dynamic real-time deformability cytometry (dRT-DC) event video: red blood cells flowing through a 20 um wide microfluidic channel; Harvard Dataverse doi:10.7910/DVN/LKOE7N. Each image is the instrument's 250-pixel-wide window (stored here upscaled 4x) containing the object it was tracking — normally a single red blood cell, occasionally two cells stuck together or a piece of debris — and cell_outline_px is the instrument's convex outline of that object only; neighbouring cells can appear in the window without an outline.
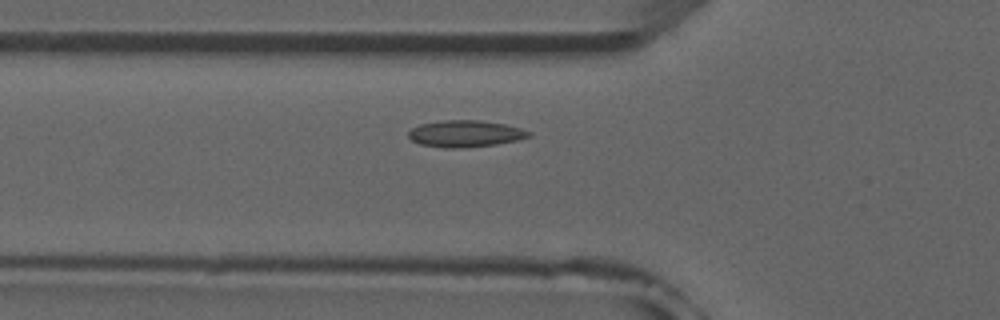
{"species": "common noctule bat (a hibernating species)", "species_latin": "Nyctalus noctula", "temperature_condition": "room temperature", "stored_images_in_passage": 44, "camera_frame_rate_fps": 3000, "um_per_image_px": 0.085, "animal": {"sex": "male", "forearm_length_mm": 52.5}, "frame": {"image": 1, "passage_image": 10, "time_ms": 3.0, "image_size_px": [1000, 320], "cell_outline_px": [[532, 136], [516, 140], [496, 144], [464, 148], [444, 148], [420, 144], [412, 140], [408, 136], [408, 132], [412, 128], [420, 124], [444, 120], [480, 120], [504, 124], [520, 128], [532, 132]], "centroid_in_image_um": [39.55, 11.36], "position_along_channel_um": 86.3, "area_um2": 18.73}}
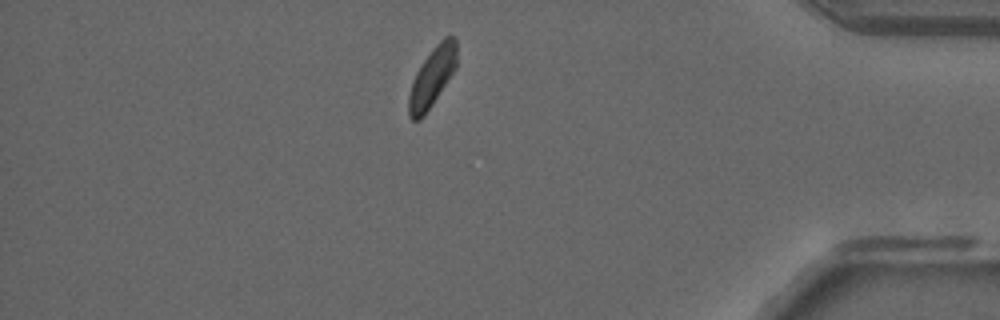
{"frame": {"image": 2, "passage_image": 37, "time_ms": 12.0, "image_size_px": [1000, 320], "cell_outline_px": [[456, 68], [424, 116], [420, 120], [412, 120], [408, 116], [408, 96], [416, 72], [432, 48], [444, 36], [456, 36]], "centroid_in_image_um": [36.72, 6.55], "position_along_channel_um": 398.5, "area_um2": 16.47}}
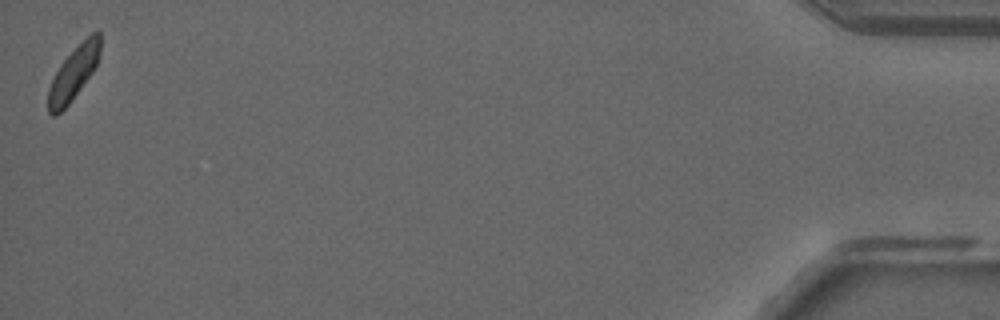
{"frame": {"image": 3, "passage_image": 44, "time_ms": 14.333, "image_size_px": [1000, 320], "cell_outline_px": [[100, 56], [92, 72], [68, 104], [56, 116], [52, 116], [48, 112], [48, 88], [60, 64], [92, 32], [100, 32]], "centroid_in_image_um": [6.24, 6.25], "position_along_channel_um": 429.0, "area_um2": 15.61}, "authors_computed_cell_mechanics": {"area_um2": 17.2822, "velocity_mm_per_s": 3.8747, "shape_relaxation_time_tau1_ms": 8.5334, "shape_relaxation_time_tau2_ms": 2.5585, "deformation_change_tau1": 0.1534, "deformation_change_tau2": 0.0715}}